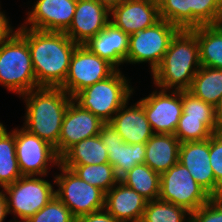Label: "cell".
Listing matches in <instances>:
<instances>
[{
	"label": "cell",
	"instance_id": "1",
	"mask_svg": "<svg viewBox=\"0 0 222 222\" xmlns=\"http://www.w3.org/2000/svg\"><path fill=\"white\" fill-rule=\"evenodd\" d=\"M27 41L39 87H60L68 74L71 56L78 44L64 32L43 31L19 26Z\"/></svg>",
	"mask_w": 222,
	"mask_h": 222
},
{
	"label": "cell",
	"instance_id": "2",
	"mask_svg": "<svg viewBox=\"0 0 222 222\" xmlns=\"http://www.w3.org/2000/svg\"><path fill=\"white\" fill-rule=\"evenodd\" d=\"M19 98L26 105L23 127L53 146L58 155L63 117L73 98L61 87H38Z\"/></svg>",
	"mask_w": 222,
	"mask_h": 222
},
{
	"label": "cell",
	"instance_id": "3",
	"mask_svg": "<svg viewBox=\"0 0 222 222\" xmlns=\"http://www.w3.org/2000/svg\"><path fill=\"white\" fill-rule=\"evenodd\" d=\"M200 67L196 34L191 29H179L151 79L160 89L186 91Z\"/></svg>",
	"mask_w": 222,
	"mask_h": 222
},
{
	"label": "cell",
	"instance_id": "4",
	"mask_svg": "<svg viewBox=\"0 0 222 222\" xmlns=\"http://www.w3.org/2000/svg\"><path fill=\"white\" fill-rule=\"evenodd\" d=\"M130 81L131 78L126 77L119 69L108 78L84 88L73 100L104 123H110L136 92Z\"/></svg>",
	"mask_w": 222,
	"mask_h": 222
},
{
	"label": "cell",
	"instance_id": "5",
	"mask_svg": "<svg viewBox=\"0 0 222 222\" xmlns=\"http://www.w3.org/2000/svg\"><path fill=\"white\" fill-rule=\"evenodd\" d=\"M0 85L18 97L39 87L27 41L18 32L0 44Z\"/></svg>",
	"mask_w": 222,
	"mask_h": 222
},
{
	"label": "cell",
	"instance_id": "6",
	"mask_svg": "<svg viewBox=\"0 0 222 222\" xmlns=\"http://www.w3.org/2000/svg\"><path fill=\"white\" fill-rule=\"evenodd\" d=\"M48 176H22L14 183L1 189L5 196L10 222H25L35 215L55 196V181L45 179Z\"/></svg>",
	"mask_w": 222,
	"mask_h": 222
},
{
	"label": "cell",
	"instance_id": "7",
	"mask_svg": "<svg viewBox=\"0 0 222 222\" xmlns=\"http://www.w3.org/2000/svg\"><path fill=\"white\" fill-rule=\"evenodd\" d=\"M57 167L60 172L54 173L55 196L75 217L104 209L105 193L100 188L88 184L60 163Z\"/></svg>",
	"mask_w": 222,
	"mask_h": 222
},
{
	"label": "cell",
	"instance_id": "8",
	"mask_svg": "<svg viewBox=\"0 0 222 222\" xmlns=\"http://www.w3.org/2000/svg\"><path fill=\"white\" fill-rule=\"evenodd\" d=\"M179 28L160 19L154 25L129 35V49L126 65L148 63L149 73L161 64L173 36Z\"/></svg>",
	"mask_w": 222,
	"mask_h": 222
},
{
	"label": "cell",
	"instance_id": "9",
	"mask_svg": "<svg viewBox=\"0 0 222 222\" xmlns=\"http://www.w3.org/2000/svg\"><path fill=\"white\" fill-rule=\"evenodd\" d=\"M161 19L179 29L222 23V0H158Z\"/></svg>",
	"mask_w": 222,
	"mask_h": 222
},
{
	"label": "cell",
	"instance_id": "10",
	"mask_svg": "<svg viewBox=\"0 0 222 222\" xmlns=\"http://www.w3.org/2000/svg\"><path fill=\"white\" fill-rule=\"evenodd\" d=\"M212 196L177 162L160 174L159 200L185 208L190 213L206 204Z\"/></svg>",
	"mask_w": 222,
	"mask_h": 222
},
{
	"label": "cell",
	"instance_id": "11",
	"mask_svg": "<svg viewBox=\"0 0 222 222\" xmlns=\"http://www.w3.org/2000/svg\"><path fill=\"white\" fill-rule=\"evenodd\" d=\"M15 134L16 157L22 176H48L50 169L60 163L55 148L23 126L12 130Z\"/></svg>",
	"mask_w": 222,
	"mask_h": 222
},
{
	"label": "cell",
	"instance_id": "12",
	"mask_svg": "<svg viewBox=\"0 0 222 222\" xmlns=\"http://www.w3.org/2000/svg\"><path fill=\"white\" fill-rule=\"evenodd\" d=\"M117 69L85 45H77L65 82L60 86L72 98L84 88L111 76Z\"/></svg>",
	"mask_w": 222,
	"mask_h": 222
},
{
	"label": "cell",
	"instance_id": "13",
	"mask_svg": "<svg viewBox=\"0 0 222 222\" xmlns=\"http://www.w3.org/2000/svg\"><path fill=\"white\" fill-rule=\"evenodd\" d=\"M155 88L138 102L144 107L154 134H174L183 111L182 91Z\"/></svg>",
	"mask_w": 222,
	"mask_h": 222
},
{
	"label": "cell",
	"instance_id": "14",
	"mask_svg": "<svg viewBox=\"0 0 222 222\" xmlns=\"http://www.w3.org/2000/svg\"><path fill=\"white\" fill-rule=\"evenodd\" d=\"M77 0H36L20 25L30 29L65 32L73 19ZM30 9V10H29Z\"/></svg>",
	"mask_w": 222,
	"mask_h": 222
},
{
	"label": "cell",
	"instance_id": "15",
	"mask_svg": "<svg viewBox=\"0 0 222 222\" xmlns=\"http://www.w3.org/2000/svg\"><path fill=\"white\" fill-rule=\"evenodd\" d=\"M103 124L97 116L72 100L63 117L58 140V157L81 140L98 135Z\"/></svg>",
	"mask_w": 222,
	"mask_h": 222
},
{
	"label": "cell",
	"instance_id": "16",
	"mask_svg": "<svg viewBox=\"0 0 222 222\" xmlns=\"http://www.w3.org/2000/svg\"><path fill=\"white\" fill-rule=\"evenodd\" d=\"M108 151L109 164L120 179L134 166L145 162V143L128 144L123 141L111 123H104L98 134Z\"/></svg>",
	"mask_w": 222,
	"mask_h": 222
},
{
	"label": "cell",
	"instance_id": "17",
	"mask_svg": "<svg viewBox=\"0 0 222 222\" xmlns=\"http://www.w3.org/2000/svg\"><path fill=\"white\" fill-rule=\"evenodd\" d=\"M110 22V11L96 0H77L69 28L64 32L74 43L84 45Z\"/></svg>",
	"mask_w": 222,
	"mask_h": 222
},
{
	"label": "cell",
	"instance_id": "18",
	"mask_svg": "<svg viewBox=\"0 0 222 222\" xmlns=\"http://www.w3.org/2000/svg\"><path fill=\"white\" fill-rule=\"evenodd\" d=\"M158 0H123L110 11V22L131 35L160 20Z\"/></svg>",
	"mask_w": 222,
	"mask_h": 222
},
{
	"label": "cell",
	"instance_id": "19",
	"mask_svg": "<svg viewBox=\"0 0 222 222\" xmlns=\"http://www.w3.org/2000/svg\"><path fill=\"white\" fill-rule=\"evenodd\" d=\"M178 162L189 170L202 188L216 197V180L210 165L209 138L180 143Z\"/></svg>",
	"mask_w": 222,
	"mask_h": 222
},
{
	"label": "cell",
	"instance_id": "20",
	"mask_svg": "<svg viewBox=\"0 0 222 222\" xmlns=\"http://www.w3.org/2000/svg\"><path fill=\"white\" fill-rule=\"evenodd\" d=\"M127 101L111 120L112 126L128 144L146 143L154 132L147 120L144 107L137 101Z\"/></svg>",
	"mask_w": 222,
	"mask_h": 222
},
{
	"label": "cell",
	"instance_id": "21",
	"mask_svg": "<svg viewBox=\"0 0 222 222\" xmlns=\"http://www.w3.org/2000/svg\"><path fill=\"white\" fill-rule=\"evenodd\" d=\"M147 200L121 181L105 193L104 209L118 222H141Z\"/></svg>",
	"mask_w": 222,
	"mask_h": 222
},
{
	"label": "cell",
	"instance_id": "22",
	"mask_svg": "<svg viewBox=\"0 0 222 222\" xmlns=\"http://www.w3.org/2000/svg\"><path fill=\"white\" fill-rule=\"evenodd\" d=\"M84 45L117 70H121V65L126 64L129 35L111 22Z\"/></svg>",
	"mask_w": 222,
	"mask_h": 222
},
{
	"label": "cell",
	"instance_id": "23",
	"mask_svg": "<svg viewBox=\"0 0 222 222\" xmlns=\"http://www.w3.org/2000/svg\"><path fill=\"white\" fill-rule=\"evenodd\" d=\"M180 141L174 134H154L145 143V162L162 174L178 162Z\"/></svg>",
	"mask_w": 222,
	"mask_h": 222
},
{
	"label": "cell",
	"instance_id": "24",
	"mask_svg": "<svg viewBox=\"0 0 222 222\" xmlns=\"http://www.w3.org/2000/svg\"><path fill=\"white\" fill-rule=\"evenodd\" d=\"M103 163H109L108 151L98 135L81 140L60 157V164L69 169L75 165Z\"/></svg>",
	"mask_w": 222,
	"mask_h": 222
},
{
	"label": "cell",
	"instance_id": "25",
	"mask_svg": "<svg viewBox=\"0 0 222 222\" xmlns=\"http://www.w3.org/2000/svg\"><path fill=\"white\" fill-rule=\"evenodd\" d=\"M191 30L196 34L201 66L222 69V23Z\"/></svg>",
	"mask_w": 222,
	"mask_h": 222
},
{
	"label": "cell",
	"instance_id": "26",
	"mask_svg": "<svg viewBox=\"0 0 222 222\" xmlns=\"http://www.w3.org/2000/svg\"><path fill=\"white\" fill-rule=\"evenodd\" d=\"M187 91L218 110L222 102V69L201 66Z\"/></svg>",
	"mask_w": 222,
	"mask_h": 222
},
{
	"label": "cell",
	"instance_id": "27",
	"mask_svg": "<svg viewBox=\"0 0 222 222\" xmlns=\"http://www.w3.org/2000/svg\"><path fill=\"white\" fill-rule=\"evenodd\" d=\"M21 177L16 157L15 134L12 130H7V125L0 121V188Z\"/></svg>",
	"mask_w": 222,
	"mask_h": 222
},
{
	"label": "cell",
	"instance_id": "28",
	"mask_svg": "<svg viewBox=\"0 0 222 222\" xmlns=\"http://www.w3.org/2000/svg\"><path fill=\"white\" fill-rule=\"evenodd\" d=\"M119 181L132 188L147 201L157 200L160 195V174L147 164L134 166Z\"/></svg>",
	"mask_w": 222,
	"mask_h": 222
},
{
	"label": "cell",
	"instance_id": "29",
	"mask_svg": "<svg viewBox=\"0 0 222 222\" xmlns=\"http://www.w3.org/2000/svg\"><path fill=\"white\" fill-rule=\"evenodd\" d=\"M222 130L220 118H194L182 114L174 135L180 143L202 141Z\"/></svg>",
	"mask_w": 222,
	"mask_h": 222
},
{
	"label": "cell",
	"instance_id": "30",
	"mask_svg": "<svg viewBox=\"0 0 222 222\" xmlns=\"http://www.w3.org/2000/svg\"><path fill=\"white\" fill-rule=\"evenodd\" d=\"M71 170L82 180L100 188L104 193L119 182L114 167L109 163L75 165Z\"/></svg>",
	"mask_w": 222,
	"mask_h": 222
},
{
	"label": "cell",
	"instance_id": "31",
	"mask_svg": "<svg viewBox=\"0 0 222 222\" xmlns=\"http://www.w3.org/2000/svg\"><path fill=\"white\" fill-rule=\"evenodd\" d=\"M141 222H190V212L159 199L147 201Z\"/></svg>",
	"mask_w": 222,
	"mask_h": 222
},
{
	"label": "cell",
	"instance_id": "32",
	"mask_svg": "<svg viewBox=\"0 0 222 222\" xmlns=\"http://www.w3.org/2000/svg\"><path fill=\"white\" fill-rule=\"evenodd\" d=\"M72 212L54 196L42 209L25 222H74Z\"/></svg>",
	"mask_w": 222,
	"mask_h": 222
},
{
	"label": "cell",
	"instance_id": "33",
	"mask_svg": "<svg viewBox=\"0 0 222 222\" xmlns=\"http://www.w3.org/2000/svg\"><path fill=\"white\" fill-rule=\"evenodd\" d=\"M182 114L194 118H219L217 109L190 92L182 91Z\"/></svg>",
	"mask_w": 222,
	"mask_h": 222
},
{
	"label": "cell",
	"instance_id": "34",
	"mask_svg": "<svg viewBox=\"0 0 222 222\" xmlns=\"http://www.w3.org/2000/svg\"><path fill=\"white\" fill-rule=\"evenodd\" d=\"M210 165L216 180V197L222 196V130L209 138Z\"/></svg>",
	"mask_w": 222,
	"mask_h": 222
},
{
	"label": "cell",
	"instance_id": "35",
	"mask_svg": "<svg viewBox=\"0 0 222 222\" xmlns=\"http://www.w3.org/2000/svg\"><path fill=\"white\" fill-rule=\"evenodd\" d=\"M190 222H222V196L212 197L206 204L190 213Z\"/></svg>",
	"mask_w": 222,
	"mask_h": 222
},
{
	"label": "cell",
	"instance_id": "36",
	"mask_svg": "<svg viewBox=\"0 0 222 222\" xmlns=\"http://www.w3.org/2000/svg\"><path fill=\"white\" fill-rule=\"evenodd\" d=\"M10 17L5 13V10H0V44L8 41L18 30V27L11 26Z\"/></svg>",
	"mask_w": 222,
	"mask_h": 222
},
{
	"label": "cell",
	"instance_id": "37",
	"mask_svg": "<svg viewBox=\"0 0 222 222\" xmlns=\"http://www.w3.org/2000/svg\"><path fill=\"white\" fill-rule=\"evenodd\" d=\"M74 222H118L105 209L75 217Z\"/></svg>",
	"mask_w": 222,
	"mask_h": 222
},
{
	"label": "cell",
	"instance_id": "38",
	"mask_svg": "<svg viewBox=\"0 0 222 222\" xmlns=\"http://www.w3.org/2000/svg\"><path fill=\"white\" fill-rule=\"evenodd\" d=\"M8 212V206L5 196L0 193V222H4L7 218Z\"/></svg>",
	"mask_w": 222,
	"mask_h": 222
},
{
	"label": "cell",
	"instance_id": "39",
	"mask_svg": "<svg viewBox=\"0 0 222 222\" xmlns=\"http://www.w3.org/2000/svg\"><path fill=\"white\" fill-rule=\"evenodd\" d=\"M99 4L106 7L111 11L114 7L118 6L123 0H96Z\"/></svg>",
	"mask_w": 222,
	"mask_h": 222
},
{
	"label": "cell",
	"instance_id": "40",
	"mask_svg": "<svg viewBox=\"0 0 222 222\" xmlns=\"http://www.w3.org/2000/svg\"><path fill=\"white\" fill-rule=\"evenodd\" d=\"M217 112H218V116H219V118H220V120L222 122V102H221L220 108L217 110Z\"/></svg>",
	"mask_w": 222,
	"mask_h": 222
}]
</instances>
